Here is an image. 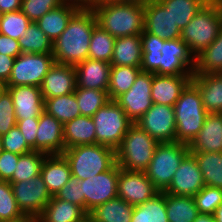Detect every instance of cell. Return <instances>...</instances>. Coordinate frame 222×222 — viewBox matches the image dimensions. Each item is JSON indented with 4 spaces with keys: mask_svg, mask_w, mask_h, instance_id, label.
<instances>
[{
    "mask_svg": "<svg viewBox=\"0 0 222 222\" xmlns=\"http://www.w3.org/2000/svg\"><path fill=\"white\" fill-rule=\"evenodd\" d=\"M141 70L158 75H193L195 57L181 38L160 39L145 30L141 34Z\"/></svg>",
    "mask_w": 222,
    "mask_h": 222,
    "instance_id": "cell-1",
    "label": "cell"
},
{
    "mask_svg": "<svg viewBox=\"0 0 222 222\" xmlns=\"http://www.w3.org/2000/svg\"><path fill=\"white\" fill-rule=\"evenodd\" d=\"M96 25V16L92 9H79L53 43L54 61L73 66L85 61L88 58L91 36Z\"/></svg>",
    "mask_w": 222,
    "mask_h": 222,
    "instance_id": "cell-2",
    "label": "cell"
},
{
    "mask_svg": "<svg viewBox=\"0 0 222 222\" xmlns=\"http://www.w3.org/2000/svg\"><path fill=\"white\" fill-rule=\"evenodd\" d=\"M92 11L97 24L115 38L144 31V5L103 0Z\"/></svg>",
    "mask_w": 222,
    "mask_h": 222,
    "instance_id": "cell-3",
    "label": "cell"
},
{
    "mask_svg": "<svg viewBox=\"0 0 222 222\" xmlns=\"http://www.w3.org/2000/svg\"><path fill=\"white\" fill-rule=\"evenodd\" d=\"M176 142L189 145L208 116L198 88L190 81L174 104Z\"/></svg>",
    "mask_w": 222,
    "mask_h": 222,
    "instance_id": "cell-4",
    "label": "cell"
},
{
    "mask_svg": "<svg viewBox=\"0 0 222 222\" xmlns=\"http://www.w3.org/2000/svg\"><path fill=\"white\" fill-rule=\"evenodd\" d=\"M71 173L79 180L101 174L116 164V150L105 145H79L64 150Z\"/></svg>",
    "mask_w": 222,
    "mask_h": 222,
    "instance_id": "cell-5",
    "label": "cell"
},
{
    "mask_svg": "<svg viewBox=\"0 0 222 222\" xmlns=\"http://www.w3.org/2000/svg\"><path fill=\"white\" fill-rule=\"evenodd\" d=\"M222 25V5L207 2L181 31V39L196 57L211 45Z\"/></svg>",
    "mask_w": 222,
    "mask_h": 222,
    "instance_id": "cell-6",
    "label": "cell"
},
{
    "mask_svg": "<svg viewBox=\"0 0 222 222\" xmlns=\"http://www.w3.org/2000/svg\"><path fill=\"white\" fill-rule=\"evenodd\" d=\"M159 144L147 132L133 123L116 149V163L129 171H145Z\"/></svg>",
    "mask_w": 222,
    "mask_h": 222,
    "instance_id": "cell-7",
    "label": "cell"
},
{
    "mask_svg": "<svg viewBox=\"0 0 222 222\" xmlns=\"http://www.w3.org/2000/svg\"><path fill=\"white\" fill-rule=\"evenodd\" d=\"M189 152L188 145L176 141L157 145L154 156L144 172L160 192L170 185L181 161Z\"/></svg>",
    "mask_w": 222,
    "mask_h": 222,
    "instance_id": "cell-8",
    "label": "cell"
},
{
    "mask_svg": "<svg viewBox=\"0 0 222 222\" xmlns=\"http://www.w3.org/2000/svg\"><path fill=\"white\" fill-rule=\"evenodd\" d=\"M96 127V144L116 150L133 122L115 101L110 100L92 117Z\"/></svg>",
    "mask_w": 222,
    "mask_h": 222,
    "instance_id": "cell-9",
    "label": "cell"
},
{
    "mask_svg": "<svg viewBox=\"0 0 222 222\" xmlns=\"http://www.w3.org/2000/svg\"><path fill=\"white\" fill-rule=\"evenodd\" d=\"M55 63L52 54L21 53L14 60L8 82L3 87L38 86Z\"/></svg>",
    "mask_w": 222,
    "mask_h": 222,
    "instance_id": "cell-10",
    "label": "cell"
},
{
    "mask_svg": "<svg viewBox=\"0 0 222 222\" xmlns=\"http://www.w3.org/2000/svg\"><path fill=\"white\" fill-rule=\"evenodd\" d=\"M10 184L21 212L28 219L35 221L52 198L41 175Z\"/></svg>",
    "mask_w": 222,
    "mask_h": 222,
    "instance_id": "cell-11",
    "label": "cell"
},
{
    "mask_svg": "<svg viewBox=\"0 0 222 222\" xmlns=\"http://www.w3.org/2000/svg\"><path fill=\"white\" fill-rule=\"evenodd\" d=\"M135 124L159 143L176 141L174 106L153 103Z\"/></svg>",
    "mask_w": 222,
    "mask_h": 222,
    "instance_id": "cell-12",
    "label": "cell"
},
{
    "mask_svg": "<svg viewBox=\"0 0 222 222\" xmlns=\"http://www.w3.org/2000/svg\"><path fill=\"white\" fill-rule=\"evenodd\" d=\"M119 166L117 163L106 172L82 180L81 191L85 197V212L117 197Z\"/></svg>",
    "mask_w": 222,
    "mask_h": 222,
    "instance_id": "cell-13",
    "label": "cell"
},
{
    "mask_svg": "<svg viewBox=\"0 0 222 222\" xmlns=\"http://www.w3.org/2000/svg\"><path fill=\"white\" fill-rule=\"evenodd\" d=\"M152 79V72L141 71L131 88L115 100L133 123H136L153 104Z\"/></svg>",
    "mask_w": 222,
    "mask_h": 222,
    "instance_id": "cell-14",
    "label": "cell"
},
{
    "mask_svg": "<svg viewBox=\"0 0 222 222\" xmlns=\"http://www.w3.org/2000/svg\"><path fill=\"white\" fill-rule=\"evenodd\" d=\"M159 192L144 171H129L119 167L117 196L128 204H142Z\"/></svg>",
    "mask_w": 222,
    "mask_h": 222,
    "instance_id": "cell-15",
    "label": "cell"
},
{
    "mask_svg": "<svg viewBox=\"0 0 222 222\" xmlns=\"http://www.w3.org/2000/svg\"><path fill=\"white\" fill-rule=\"evenodd\" d=\"M205 182L195 157L189 152L181 161L170 185L163 191L178 196H194Z\"/></svg>",
    "mask_w": 222,
    "mask_h": 222,
    "instance_id": "cell-16",
    "label": "cell"
},
{
    "mask_svg": "<svg viewBox=\"0 0 222 222\" xmlns=\"http://www.w3.org/2000/svg\"><path fill=\"white\" fill-rule=\"evenodd\" d=\"M144 30L164 40L181 37V30L174 22L170 10L159 0H151L144 5Z\"/></svg>",
    "mask_w": 222,
    "mask_h": 222,
    "instance_id": "cell-17",
    "label": "cell"
},
{
    "mask_svg": "<svg viewBox=\"0 0 222 222\" xmlns=\"http://www.w3.org/2000/svg\"><path fill=\"white\" fill-rule=\"evenodd\" d=\"M77 87L75 66L54 63L40 85L43 99L74 93Z\"/></svg>",
    "mask_w": 222,
    "mask_h": 222,
    "instance_id": "cell-18",
    "label": "cell"
},
{
    "mask_svg": "<svg viewBox=\"0 0 222 222\" xmlns=\"http://www.w3.org/2000/svg\"><path fill=\"white\" fill-rule=\"evenodd\" d=\"M11 94L17 120L39 119L45 111L44 99L38 86L5 87Z\"/></svg>",
    "mask_w": 222,
    "mask_h": 222,
    "instance_id": "cell-19",
    "label": "cell"
},
{
    "mask_svg": "<svg viewBox=\"0 0 222 222\" xmlns=\"http://www.w3.org/2000/svg\"><path fill=\"white\" fill-rule=\"evenodd\" d=\"M63 130L64 125L44 111L39 116L36 151L47 155L62 154L65 150Z\"/></svg>",
    "mask_w": 222,
    "mask_h": 222,
    "instance_id": "cell-20",
    "label": "cell"
},
{
    "mask_svg": "<svg viewBox=\"0 0 222 222\" xmlns=\"http://www.w3.org/2000/svg\"><path fill=\"white\" fill-rule=\"evenodd\" d=\"M111 64L87 58L75 66L77 87L107 91Z\"/></svg>",
    "mask_w": 222,
    "mask_h": 222,
    "instance_id": "cell-21",
    "label": "cell"
},
{
    "mask_svg": "<svg viewBox=\"0 0 222 222\" xmlns=\"http://www.w3.org/2000/svg\"><path fill=\"white\" fill-rule=\"evenodd\" d=\"M193 75H158L153 74L151 99L154 104L174 106L182 90L191 81Z\"/></svg>",
    "mask_w": 222,
    "mask_h": 222,
    "instance_id": "cell-22",
    "label": "cell"
},
{
    "mask_svg": "<svg viewBox=\"0 0 222 222\" xmlns=\"http://www.w3.org/2000/svg\"><path fill=\"white\" fill-rule=\"evenodd\" d=\"M188 148L190 152H222V113L208 114Z\"/></svg>",
    "mask_w": 222,
    "mask_h": 222,
    "instance_id": "cell-23",
    "label": "cell"
},
{
    "mask_svg": "<svg viewBox=\"0 0 222 222\" xmlns=\"http://www.w3.org/2000/svg\"><path fill=\"white\" fill-rule=\"evenodd\" d=\"M191 82L198 88L204 109L222 113V73L193 74Z\"/></svg>",
    "mask_w": 222,
    "mask_h": 222,
    "instance_id": "cell-24",
    "label": "cell"
},
{
    "mask_svg": "<svg viewBox=\"0 0 222 222\" xmlns=\"http://www.w3.org/2000/svg\"><path fill=\"white\" fill-rule=\"evenodd\" d=\"M40 175L48 192L51 196H55L69 181L72 173L66 158L62 154H52L46 155L44 158Z\"/></svg>",
    "mask_w": 222,
    "mask_h": 222,
    "instance_id": "cell-25",
    "label": "cell"
},
{
    "mask_svg": "<svg viewBox=\"0 0 222 222\" xmlns=\"http://www.w3.org/2000/svg\"><path fill=\"white\" fill-rule=\"evenodd\" d=\"M79 10L68 2L50 10L35 23L41 31L54 43L66 29L71 17Z\"/></svg>",
    "mask_w": 222,
    "mask_h": 222,
    "instance_id": "cell-26",
    "label": "cell"
},
{
    "mask_svg": "<svg viewBox=\"0 0 222 222\" xmlns=\"http://www.w3.org/2000/svg\"><path fill=\"white\" fill-rule=\"evenodd\" d=\"M96 127L91 117L79 116L64 124L65 149L79 145L96 144Z\"/></svg>",
    "mask_w": 222,
    "mask_h": 222,
    "instance_id": "cell-27",
    "label": "cell"
},
{
    "mask_svg": "<svg viewBox=\"0 0 222 222\" xmlns=\"http://www.w3.org/2000/svg\"><path fill=\"white\" fill-rule=\"evenodd\" d=\"M141 35L116 38L114 42L111 65L141 68Z\"/></svg>",
    "mask_w": 222,
    "mask_h": 222,
    "instance_id": "cell-28",
    "label": "cell"
},
{
    "mask_svg": "<svg viewBox=\"0 0 222 222\" xmlns=\"http://www.w3.org/2000/svg\"><path fill=\"white\" fill-rule=\"evenodd\" d=\"M85 214L80 206L52 196L34 222H77Z\"/></svg>",
    "mask_w": 222,
    "mask_h": 222,
    "instance_id": "cell-29",
    "label": "cell"
},
{
    "mask_svg": "<svg viewBox=\"0 0 222 222\" xmlns=\"http://www.w3.org/2000/svg\"><path fill=\"white\" fill-rule=\"evenodd\" d=\"M134 206L116 198L95 207L89 214L95 222H131Z\"/></svg>",
    "mask_w": 222,
    "mask_h": 222,
    "instance_id": "cell-30",
    "label": "cell"
},
{
    "mask_svg": "<svg viewBox=\"0 0 222 222\" xmlns=\"http://www.w3.org/2000/svg\"><path fill=\"white\" fill-rule=\"evenodd\" d=\"M165 205L169 222H194L199 215L193 196L165 193Z\"/></svg>",
    "mask_w": 222,
    "mask_h": 222,
    "instance_id": "cell-31",
    "label": "cell"
},
{
    "mask_svg": "<svg viewBox=\"0 0 222 222\" xmlns=\"http://www.w3.org/2000/svg\"><path fill=\"white\" fill-rule=\"evenodd\" d=\"M222 73V25L215 41L195 57L193 74Z\"/></svg>",
    "mask_w": 222,
    "mask_h": 222,
    "instance_id": "cell-32",
    "label": "cell"
},
{
    "mask_svg": "<svg viewBox=\"0 0 222 222\" xmlns=\"http://www.w3.org/2000/svg\"><path fill=\"white\" fill-rule=\"evenodd\" d=\"M196 159L206 186L222 189V152H190Z\"/></svg>",
    "mask_w": 222,
    "mask_h": 222,
    "instance_id": "cell-33",
    "label": "cell"
},
{
    "mask_svg": "<svg viewBox=\"0 0 222 222\" xmlns=\"http://www.w3.org/2000/svg\"><path fill=\"white\" fill-rule=\"evenodd\" d=\"M44 107L45 112L55 117L63 125L81 116L75 93L45 99Z\"/></svg>",
    "mask_w": 222,
    "mask_h": 222,
    "instance_id": "cell-34",
    "label": "cell"
},
{
    "mask_svg": "<svg viewBox=\"0 0 222 222\" xmlns=\"http://www.w3.org/2000/svg\"><path fill=\"white\" fill-rule=\"evenodd\" d=\"M141 71V68L137 67L111 65L107 89L110 100H116L119 96L126 93L134 84L136 77Z\"/></svg>",
    "mask_w": 222,
    "mask_h": 222,
    "instance_id": "cell-35",
    "label": "cell"
},
{
    "mask_svg": "<svg viewBox=\"0 0 222 222\" xmlns=\"http://www.w3.org/2000/svg\"><path fill=\"white\" fill-rule=\"evenodd\" d=\"M131 222H169L166 213L165 193L159 192L148 201L135 205Z\"/></svg>",
    "mask_w": 222,
    "mask_h": 222,
    "instance_id": "cell-36",
    "label": "cell"
},
{
    "mask_svg": "<svg viewBox=\"0 0 222 222\" xmlns=\"http://www.w3.org/2000/svg\"><path fill=\"white\" fill-rule=\"evenodd\" d=\"M22 53L52 54L53 43L35 22H31L22 37L18 39Z\"/></svg>",
    "mask_w": 222,
    "mask_h": 222,
    "instance_id": "cell-37",
    "label": "cell"
},
{
    "mask_svg": "<svg viewBox=\"0 0 222 222\" xmlns=\"http://www.w3.org/2000/svg\"><path fill=\"white\" fill-rule=\"evenodd\" d=\"M182 31L208 0H159Z\"/></svg>",
    "mask_w": 222,
    "mask_h": 222,
    "instance_id": "cell-38",
    "label": "cell"
},
{
    "mask_svg": "<svg viewBox=\"0 0 222 222\" xmlns=\"http://www.w3.org/2000/svg\"><path fill=\"white\" fill-rule=\"evenodd\" d=\"M46 155L34 150L20 155L12 178L8 182H22L39 176Z\"/></svg>",
    "mask_w": 222,
    "mask_h": 222,
    "instance_id": "cell-39",
    "label": "cell"
},
{
    "mask_svg": "<svg viewBox=\"0 0 222 222\" xmlns=\"http://www.w3.org/2000/svg\"><path fill=\"white\" fill-rule=\"evenodd\" d=\"M0 222H34L19 209L8 181H0Z\"/></svg>",
    "mask_w": 222,
    "mask_h": 222,
    "instance_id": "cell-40",
    "label": "cell"
},
{
    "mask_svg": "<svg viewBox=\"0 0 222 222\" xmlns=\"http://www.w3.org/2000/svg\"><path fill=\"white\" fill-rule=\"evenodd\" d=\"M115 37L106 32L98 24L93 28L88 58L102 60L111 64Z\"/></svg>",
    "mask_w": 222,
    "mask_h": 222,
    "instance_id": "cell-41",
    "label": "cell"
},
{
    "mask_svg": "<svg viewBox=\"0 0 222 222\" xmlns=\"http://www.w3.org/2000/svg\"><path fill=\"white\" fill-rule=\"evenodd\" d=\"M74 93L81 116L92 117L102 106L110 101L107 91L76 87Z\"/></svg>",
    "mask_w": 222,
    "mask_h": 222,
    "instance_id": "cell-42",
    "label": "cell"
},
{
    "mask_svg": "<svg viewBox=\"0 0 222 222\" xmlns=\"http://www.w3.org/2000/svg\"><path fill=\"white\" fill-rule=\"evenodd\" d=\"M31 21L21 11L2 14L0 21V34L18 40L23 36Z\"/></svg>",
    "mask_w": 222,
    "mask_h": 222,
    "instance_id": "cell-43",
    "label": "cell"
},
{
    "mask_svg": "<svg viewBox=\"0 0 222 222\" xmlns=\"http://www.w3.org/2000/svg\"><path fill=\"white\" fill-rule=\"evenodd\" d=\"M193 199L199 214L213 215L222 203V189L205 185Z\"/></svg>",
    "mask_w": 222,
    "mask_h": 222,
    "instance_id": "cell-44",
    "label": "cell"
},
{
    "mask_svg": "<svg viewBox=\"0 0 222 222\" xmlns=\"http://www.w3.org/2000/svg\"><path fill=\"white\" fill-rule=\"evenodd\" d=\"M17 119L10 92L3 87L0 90V136L16 126Z\"/></svg>",
    "mask_w": 222,
    "mask_h": 222,
    "instance_id": "cell-45",
    "label": "cell"
},
{
    "mask_svg": "<svg viewBox=\"0 0 222 222\" xmlns=\"http://www.w3.org/2000/svg\"><path fill=\"white\" fill-rule=\"evenodd\" d=\"M65 2V0H22L21 11L31 22H36L44 14Z\"/></svg>",
    "mask_w": 222,
    "mask_h": 222,
    "instance_id": "cell-46",
    "label": "cell"
},
{
    "mask_svg": "<svg viewBox=\"0 0 222 222\" xmlns=\"http://www.w3.org/2000/svg\"><path fill=\"white\" fill-rule=\"evenodd\" d=\"M2 149L19 155L29 153L33 149L27 144L24 136L17 126L1 136Z\"/></svg>",
    "mask_w": 222,
    "mask_h": 222,
    "instance_id": "cell-47",
    "label": "cell"
},
{
    "mask_svg": "<svg viewBox=\"0 0 222 222\" xmlns=\"http://www.w3.org/2000/svg\"><path fill=\"white\" fill-rule=\"evenodd\" d=\"M81 185L82 180L72 175L69 181L57 192L55 197L78 205L85 211V197L82 194Z\"/></svg>",
    "mask_w": 222,
    "mask_h": 222,
    "instance_id": "cell-48",
    "label": "cell"
},
{
    "mask_svg": "<svg viewBox=\"0 0 222 222\" xmlns=\"http://www.w3.org/2000/svg\"><path fill=\"white\" fill-rule=\"evenodd\" d=\"M19 154L2 150L0 154V181H9L15 171Z\"/></svg>",
    "mask_w": 222,
    "mask_h": 222,
    "instance_id": "cell-49",
    "label": "cell"
},
{
    "mask_svg": "<svg viewBox=\"0 0 222 222\" xmlns=\"http://www.w3.org/2000/svg\"><path fill=\"white\" fill-rule=\"evenodd\" d=\"M39 119L17 120L16 126L24 136L27 144L36 151V136Z\"/></svg>",
    "mask_w": 222,
    "mask_h": 222,
    "instance_id": "cell-50",
    "label": "cell"
},
{
    "mask_svg": "<svg viewBox=\"0 0 222 222\" xmlns=\"http://www.w3.org/2000/svg\"><path fill=\"white\" fill-rule=\"evenodd\" d=\"M22 53L19 42L9 36L0 34V54L17 57Z\"/></svg>",
    "mask_w": 222,
    "mask_h": 222,
    "instance_id": "cell-51",
    "label": "cell"
},
{
    "mask_svg": "<svg viewBox=\"0 0 222 222\" xmlns=\"http://www.w3.org/2000/svg\"><path fill=\"white\" fill-rule=\"evenodd\" d=\"M15 57L0 54V85L4 86L10 78Z\"/></svg>",
    "mask_w": 222,
    "mask_h": 222,
    "instance_id": "cell-52",
    "label": "cell"
},
{
    "mask_svg": "<svg viewBox=\"0 0 222 222\" xmlns=\"http://www.w3.org/2000/svg\"><path fill=\"white\" fill-rule=\"evenodd\" d=\"M22 0H0L2 14L21 10Z\"/></svg>",
    "mask_w": 222,
    "mask_h": 222,
    "instance_id": "cell-53",
    "label": "cell"
},
{
    "mask_svg": "<svg viewBox=\"0 0 222 222\" xmlns=\"http://www.w3.org/2000/svg\"><path fill=\"white\" fill-rule=\"evenodd\" d=\"M73 6H76L79 9H93L103 0H65Z\"/></svg>",
    "mask_w": 222,
    "mask_h": 222,
    "instance_id": "cell-54",
    "label": "cell"
},
{
    "mask_svg": "<svg viewBox=\"0 0 222 222\" xmlns=\"http://www.w3.org/2000/svg\"><path fill=\"white\" fill-rule=\"evenodd\" d=\"M194 222H216L213 215L199 214Z\"/></svg>",
    "mask_w": 222,
    "mask_h": 222,
    "instance_id": "cell-55",
    "label": "cell"
},
{
    "mask_svg": "<svg viewBox=\"0 0 222 222\" xmlns=\"http://www.w3.org/2000/svg\"><path fill=\"white\" fill-rule=\"evenodd\" d=\"M213 217L216 222H222V203L216 208Z\"/></svg>",
    "mask_w": 222,
    "mask_h": 222,
    "instance_id": "cell-56",
    "label": "cell"
},
{
    "mask_svg": "<svg viewBox=\"0 0 222 222\" xmlns=\"http://www.w3.org/2000/svg\"><path fill=\"white\" fill-rule=\"evenodd\" d=\"M116 2H122V3H135V4H139V5H145L146 3H148L151 0H113Z\"/></svg>",
    "mask_w": 222,
    "mask_h": 222,
    "instance_id": "cell-57",
    "label": "cell"
},
{
    "mask_svg": "<svg viewBox=\"0 0 222 222\" xmlns=\"http://www.w3.org/2000/svg\"><path fill=\"white\" fill-rule=\"evenodd\" d=\"M77 222H95V220L93 219V217L89 213H87Z\"/></svg>",
    "mask_w": 222,
    "mask_h": 222,
    "instance_id": "cell-58",
    "label": "cell"
},
{
    "mask_svg": "<svg viewBox=\"0 0 222 222\" xmlns=\"http://www.w3.org/2000/svg\"><path fill=\"white\" fill-rule=\"evenodd\" d=\"M210 2L222 5V0H210Z\"/></svg>",
    "mask_w": 222,
    "mask_h": 222,
    "instance_id": "cell-59",
    "label": "cell"
},
{
    "mask_svg": "<svg viewBox=\"0 0 222 222\" xmlns=\"http://www.w3.org/2000/svg\"><path fill=\"white\" fill-rule=\"evenodd\" d=\"M2 140H1V136H0V154H1V152H2Z\"/></svg>",
    "mask_w": 222,
    "mask_h": 222,
    "instance_id": "cell-60",
    "label": "cell"
}]
</instances>
